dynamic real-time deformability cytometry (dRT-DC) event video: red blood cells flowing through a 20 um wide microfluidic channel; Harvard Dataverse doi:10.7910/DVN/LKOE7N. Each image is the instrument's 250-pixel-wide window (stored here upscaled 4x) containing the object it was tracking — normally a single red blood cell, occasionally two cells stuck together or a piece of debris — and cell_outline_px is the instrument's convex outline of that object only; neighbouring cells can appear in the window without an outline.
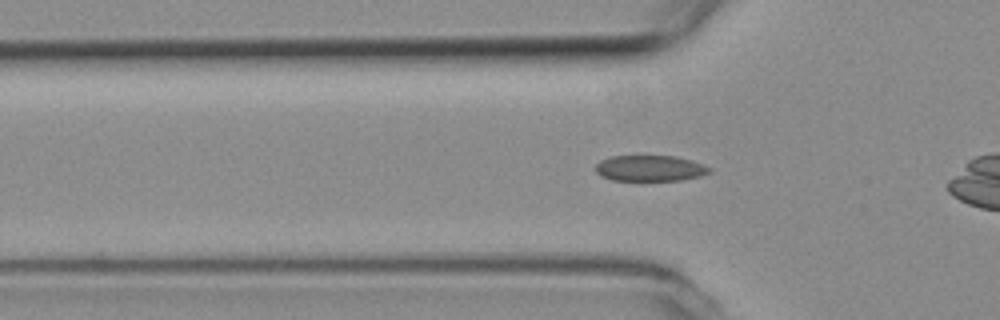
{"species": "common noctule bat (a hibernating species)", "species_latin": "Nyctalus noctula", "temperature_condition": "room temperature", "stored_images_in_passage": 37, "camera_frame_rate_fps": 3000, "um_per_image_px": 0.085, "animal": {"sex": "female", "body_mass_g": 19.3, "forearm_length_mm": 54.1}, "frame": {"image": 1, "passage_image": 11, "time_ms": 3.333, "image_size_px": [1000, 320], "cell_outline_px": [[712, 172], [700, 176], [680, 180], [612, 180], [600, 176], [596, 172], [596, 164], [600, 160], [612, 156], [676, 156], [692, 160], [712, 168]], "centroid_in_image_um": [55.26, 14.3], "position_along_channel_um": 70.5, "area_um2": 17.22}}
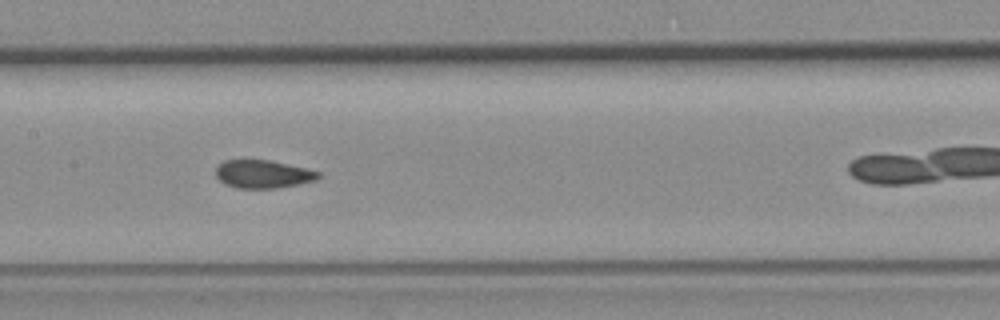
{"frame": {"image": 2, "passage_image": 20, "time_ms": 6.333, "image_size_px": [1000, 320], "cell_outline_px": [[320, 176], [316, 180], [276, 188], [236, 188], [224, 184], [216, 176], [216, 168], [224, 160], [268, 160], [304, 168], [320, 172]], "centroid_in_image_um": [22.32, 14.8], "position_along_channel_um": 185.1, "area_um2": 16.53}}
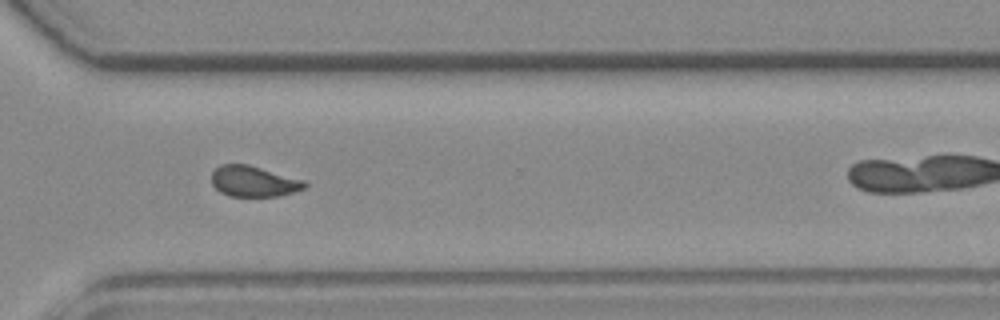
{"frame": {"image": 3, "passage_image": 33, "time_ms": 10.667, "image_size_px": [1000, 320], "cell_outline_px": [[308, 184], [304, 188], [292, 192], [276, 196], [228, 196], [220, 192], [212, 184], [212, 172], [220, 164], [248, 164], [304, 180]], "centroid_in_image_um": [21.54, 15.41], "position_along_channel_um": 349.1, "area_um2": 16.59}}